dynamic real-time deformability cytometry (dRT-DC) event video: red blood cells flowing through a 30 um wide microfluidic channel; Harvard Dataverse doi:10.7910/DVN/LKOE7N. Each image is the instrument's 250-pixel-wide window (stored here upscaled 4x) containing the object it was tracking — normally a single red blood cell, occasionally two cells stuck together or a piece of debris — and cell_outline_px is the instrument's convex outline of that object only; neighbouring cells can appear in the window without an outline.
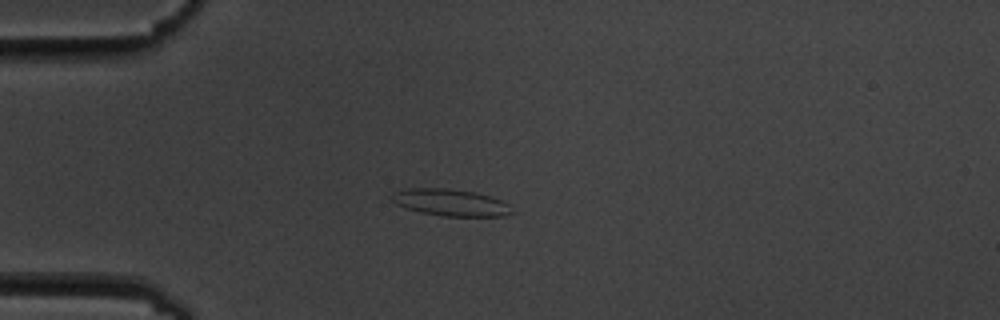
{"species": "common noctule bat (a hibernating species)", "species_latin": "Nyctalus noctula", "temperature_condition": "cold", "stored_images_in_passage": 8, "camera_frame_rate_fps": 3000, "um_per_image_px": 0.085, "animal": {"sex": "male", "body_mass_g": 19.5, "forearm_length_mm": 54.6}, "frame": {"image": 1, "passage_image": 3, "time_ms": 3.333, "image_size_px": [1000, 320], "cell_outline_px": [[516, 212], [508, 216], [440, 216], [420, 212], [396, 204], [392, 200], [392, 192], [408, 188], [448, 188], [476, 192], [492, 196], [508, 204]], "centroid_in_image_um": [38.35, 17.21], "position_along_channel_um": 46.7, "area_um2": 19.02}}
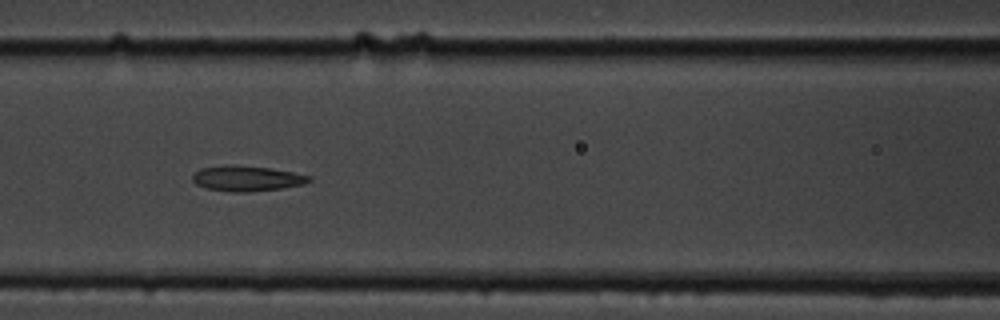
{"frame": {"image": 2, "passage_image": 6, "time_ms": 6.667, "image_size_px": [1000, 320], "cell_outline_px": [[312, 180], [304, 184], [280, 188], [244, 192], [232, 192], [204, 188], [196, 184], [192, 180], [192, 176], [200, 168], [228, 164], [236, 164], [268, 168], [292, 172], [312, 176]], "centroid_in_image_um": [20.95, 15.16], "position_along_channel_um": 145.7, "area_um2": 17.28}}
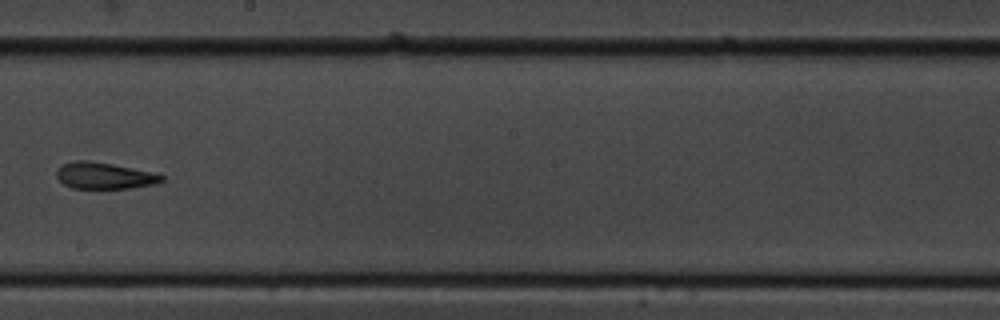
{"frame": {"image": 3, "passage_image": 8, "time_ms": 9.333, "image_size_px": [1000, 320], "cell_outline_px": [[164, 180], [156, 184], [132, 188], [100, 192], [72, 188], [64, 184], [56, 176], [56, 168], [60, 164], [72, 160], [84, 160], [112, 164], [152, 172], [164, 176]], "centroid_in_image_um": [8.82, 14.98], "position_along_channel_um": 239.4, "area_um2": 17.17}}